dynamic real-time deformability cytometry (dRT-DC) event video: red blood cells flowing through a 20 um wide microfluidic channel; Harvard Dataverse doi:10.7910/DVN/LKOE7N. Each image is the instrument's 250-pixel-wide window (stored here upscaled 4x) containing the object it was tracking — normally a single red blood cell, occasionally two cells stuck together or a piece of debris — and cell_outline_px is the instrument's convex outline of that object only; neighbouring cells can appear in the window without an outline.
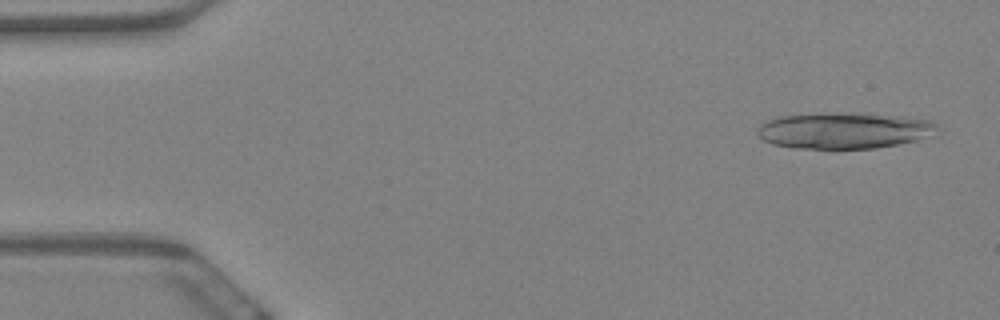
{"species": "Egyptian fruit bat (a non-hibernating species)", "species_latin": "Rousettus aegyptiacus", "temperature_condition": "warm", "stored_images_in_passage": 18, "camera_frame_rate_fps": 3000, "um_per_image_px": 0.085, "animal": {"sex": "female"}, "frame": {"image": 1, "passage_image": 3, "time_ms": 0.667, "image_size_px": [1000, 320], "cell_outline_px": [[940, 128], [932, 136], [916, 140], [876, 148], [792, 148], [772, 144], [764, 140], [756, 132], [756, 128], [764, 120], [780, 116], [836, 112], [868, 112], [932, 120]], "centroid_in_image_um": [71.76, 11.07], "position_along_channel_um": 13.2, "area_um2": 38.55}}